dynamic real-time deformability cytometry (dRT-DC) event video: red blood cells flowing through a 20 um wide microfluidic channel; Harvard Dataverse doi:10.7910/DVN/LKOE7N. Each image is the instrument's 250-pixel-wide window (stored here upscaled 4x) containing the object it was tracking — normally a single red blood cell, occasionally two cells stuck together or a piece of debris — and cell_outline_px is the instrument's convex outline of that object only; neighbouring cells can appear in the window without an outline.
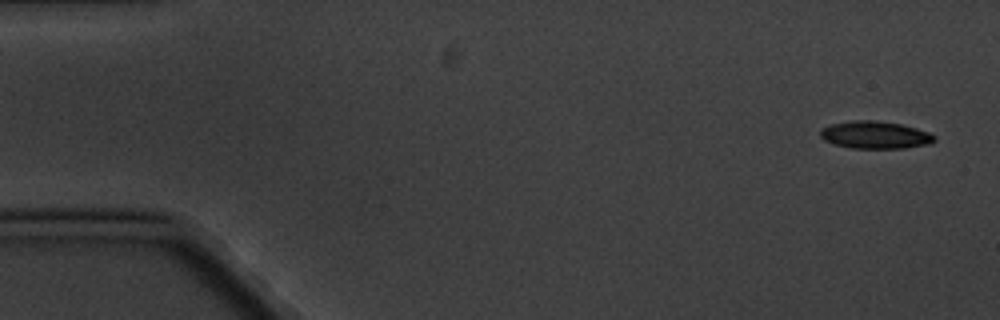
{"species": "common noctule bat (a hibernating species)", "species_latin": "Nyctalus noctula", "temperature_condition": "cold", "stored_images_in_passage": 5, "camera_frame_rate_fps": 3000, "um_per_image_px": 0.085, "animal": {"sex": "male", "body_mass_g": 20.1, "forearm_length_mm": 53.5}, "frame": {"image": 1, "passage_image": 1, "time_ms": 0.0, "image_size_px": [1000, 320], "cell_outline_px": [[936, 140], [932, 144], [904, 148], [852, 148], [836, 144], [824, 140], [820, 136], [820, 128], [832, 124], [852, 120], [876, 120], [900, 124], [916, 128], [928, 132], [936, 136]], "centroid_in_image_um": [74.41, 11.47], "position_along_channel_um": 10.6, "area_um2": 18.32}}
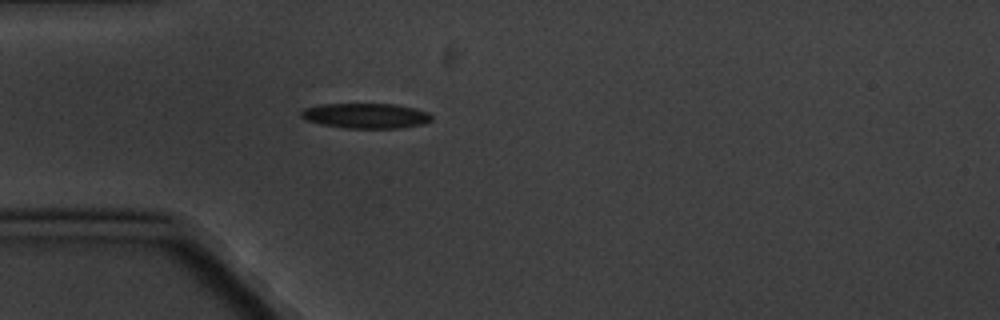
{"frame": {"image": 2, "passage_image": 5, "time_ms": 4.667, "image_size_px": [1000, 320], "cell_outline_px": [[432, 120], [424, 124], [400, 128], [344, 128], [320, 124], [304, 120], [300, 116], [300, 112], [304, 108], [320, 104], [396, 104], [428, 112], [432, 116]], "centroid_in_image_um": [31.06, 9.84], "position_along_channel_um": 53.9, "area_um2": 19.25}}